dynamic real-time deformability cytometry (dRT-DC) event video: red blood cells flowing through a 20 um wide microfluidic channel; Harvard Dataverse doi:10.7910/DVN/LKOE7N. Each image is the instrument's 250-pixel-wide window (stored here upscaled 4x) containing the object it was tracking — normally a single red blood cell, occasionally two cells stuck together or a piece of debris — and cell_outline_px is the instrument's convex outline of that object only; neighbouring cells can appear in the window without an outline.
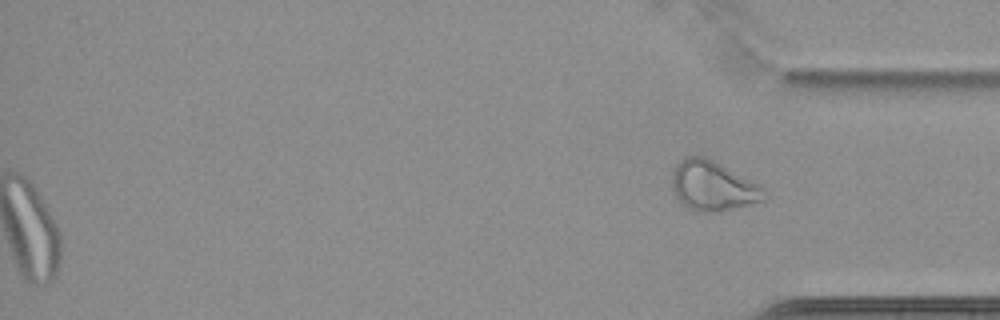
{"species": "common noctule bat (a hibernating species)", "species_latin": "Nyctalus noctula", "temperature_condition": "cold", "stored_images_in_passage": 60, "segment_of_instrument_passage": [2, 2], "camera_frame_rate_fps": 3000, "um_per_image_px": 0.085, "animal": {"sex": "female", "body_mass_g": 22.7, "forearm_length_mm": 54.2}, "frame": {"image": 1, "passage_image": 60, "time_ms": 19.667, "image_size_px": [1000, 320], "cell_outline_px": [[768, 196], [764, 200], [716, 212], [700, 212], [688, 208], [676, 196], [672, 188], [672, 172], [676, 164], [680, 160], [688, 156], [704, 156], [760, 184], [768, 192]], "centroid_in_image_um": [60.6, 15.8], "position_along_channel_um": 374.6, "area_um2": 26.59}}